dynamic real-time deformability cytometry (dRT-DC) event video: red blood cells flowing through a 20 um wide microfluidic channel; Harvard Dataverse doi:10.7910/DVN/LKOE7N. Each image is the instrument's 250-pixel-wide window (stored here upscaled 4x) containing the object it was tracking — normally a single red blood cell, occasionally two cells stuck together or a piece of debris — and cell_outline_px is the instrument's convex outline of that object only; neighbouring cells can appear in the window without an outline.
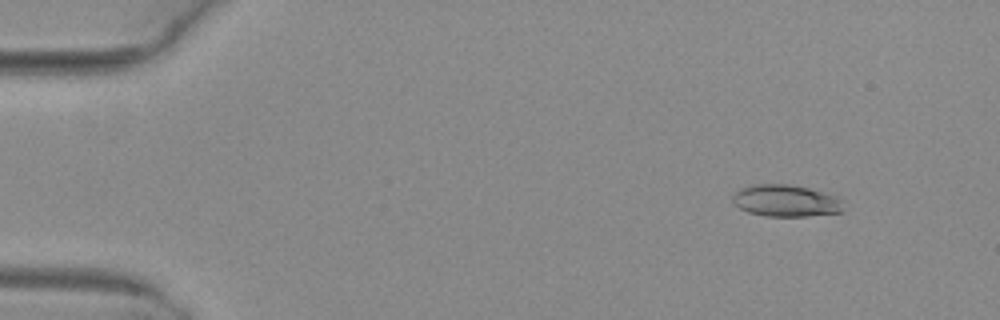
{"species": "common noctule bat (a hibernating species)", "species_latin": "Nyctalus noctula", "temperature_condition": "warm", "stored_images_in_passage": 5, "camera_frame_rate_fps": 3000, "um_per_image_px": 0.085, "animal": {"sex": "female", "body_mass_g": 29.2, "forearm_length_mm": 56.3}, "frame": {"image": 1, "passage_image": 1, "time_ms": 0.0, "image_size_px": [1000, 320], "cell_outline_px": [[840, 212], [808, 216], [764, 216], [748, 212], [740, 208], [732, 200], [732, 196], [740, 188], [752, 184], [788, 184], [808, 188], [836, 196], [840, 200]], "centroid_in_image_um": [66.73, 17.06], "position_along_channel_um": 18.3, "area_um2": 20.29}}
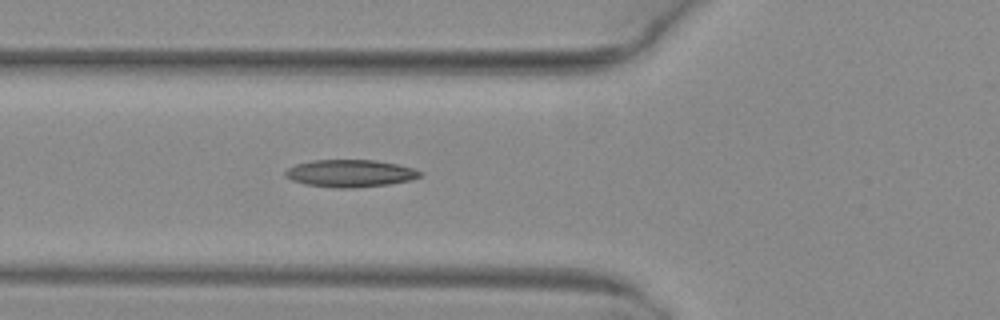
{"frame": {"image": 2, "passage_image": 5, "time_ms": 1.333, "image_size_px": [1000, 320], "cell_outline_px": [[420, 176], [412, 180], [388, 184], [356, 188], [336, 188], [304, 184], [292, 180], [284, 176], [284, 172], [288, 168], [296, 164], [312, 160], [376, 160], [396, 164], [412, 168], [420, 172]], "centroid_in_image_um": [29.72, 14.74], "position_along_channel_um": 96.1, "area_um2": 21.44}}